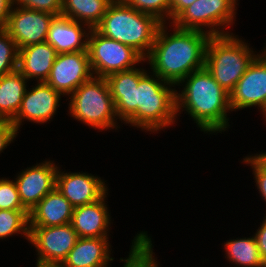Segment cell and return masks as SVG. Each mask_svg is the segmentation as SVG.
<instances>
[{
	"label": "cell",
	"instance_id": "13",
	"mask_svg": "<svg viewBox=\"0 0 266 267\" xmlns=\"http://www.w3.org/2000/svg\"><path fill=\"white\" fill-rule=\"evenodd\" d=\"M31 89H26L21 107L11 121L17 133L26 119L39 124L51 121L60 106L61 94L47 83L40 82Z\"/></svg>",
	"mask_w": 266,
	"mask_h": 267
},
{
	"label": "cell",
	"instance_id": "15",
	"mask_svg": "<svg viewBox=\"0 0 266 267\" xmlns=\"http://www.w3.org/2000/svg\"><path fill=\"white\" fill-rule=\"evenodd\" d=\"M58 168L56 188L74 208L91 204L101 199L108 191L104 180L88 173H64Z\"/></svg>",
	"mask_w": 266,
	"mask_h": 267
},
{
	"label": "cell",
	"instance_id": "38",
	"mask_svg": "<svg viewBox=\"0 0 266 267\" xmlns=\"http://www.w3.org/2000/svg\"><path fill=\"white\" fill-rule=\"evenodd\" d=\"M263 115H265V116H263L265 119H266V111L264 112V114ZM266 121V120H265Z\"/></svg>",
	"mask_w": 266,
	"mask_h": 267
},
{
	"label": "cell",
	"instance_id": "16",
	"mask_svg": "<svg viewBox=\"0 0 266 267\" xmlns=\"http://www.w3.org/2000/svg\"><path fill=\"white\" fill-rule=\"evenodd\" d=\"M86 26L63 15L55 16L49 25L46 42L58 54L88 51V34L91 29Z\"/></svg>",
	"mask_w": 266,
	"mask_h": 267
},
{
	"label": "cell",
	"instance_id": "30",
	"mask_svg": "<svg viewBox=\"0 0 266 267\" xmlns=\"http://www.w3.org/2000/svg\"><path fill=\"white\" fill-rule=\"evenodd\" d=\"M243 162L250 165L253 169L257 189L259 190L260 196L266 202V168H264L252 155L245 157Z\"/></svg>",
	"mask_w": 266,
	"mask_h": 267
},
{
	"label": "cell",
	"instance_id": "2",
	"mask_svg": "<svg viewBox=\"0 0 266 267\" xmlns=\"http://www.w3.org/2000/svg\"><path fill=\"white\" fill-rule=\"evenodd\" d=\"M166 23L161 24L148 59L152 73L177 85L194 71L204 68L205 51L210 35L200 30L175 26L168 34Z\"/></svg>",
	"mask_w": 266,
	"mask_h": 267
},
{
	"label": "cell",
	"instance_id": "35",
	"mask_svg": "<svg viewBox=\"0 0 266 267\" xmlns=\"http://www.w3.org/2000/svg\"><path fill=\"white\" fill-rule=\"evenodd\" d=\"M253 157L264 167L266 168V152H261L260 154H255Z\"/></svg>",
	"mask_w": 266,
	"mask_h": 267
},
{
	"label": "cell",
	"instance_id": "25",
	"mask_svg": "<svg viewBox=\"0 0 266 267\" xmlns=\"http://www.w3.org/2000/svg\"><path fill=\"white\" fill-rule=\"evenodd\" d=\"M17 233L29 240V211L0 210V239Z\"/></svg>",
	"mask_w": 266,
	"mask_h": 267
},
{
	"label": "cell",
	"instance_id": "9",
	"mask_svg": "<svg viewBox=\"0 0 266 267\" xmlns=\"http://www.w3.org/2000/svg\"><path fill=\"white\" fill-rule=\"evenodd\" d=\"M79 239L70 223L29 227V240L38 252L37 262L62 264Z\"/></svg>",
	"mask_w": 266,
	"mask_h": 267
},
{
	"label": "cell",
	"instance_id": "29",
	"mask_svg": "<svg viewBox=\"0 0 266 267\" xmlns=\"http://www.w3.org/2000/svg\"><path fill=\"white\" fill-rule=\"evenodd\" d=\"M15 6L29 10L47 12L56 16L61 15L62 0H13Z\"/></svg>",
	"mask_w": 266,
	"mask_h": 267
},
{
	"label": "cell",
	"instance_id": "36",
	"mask_svg": "<svg viewBox=\"0 0 266 267\" xmlns=\"http://www.w3.org/2000/svg\"><path fill=\"white\" fill-rule=\"evenodd\" d=\"M36 267H63L62 264L36 262Z\"/></svg>",
	"mask_w": 266,
	"mask_h": 267
},
{
	"label": "cell",
	"instance_id": "37",
	"mask_svg": "<svg viewBox=\"0 0 266 267\" xmlns=\"http://www.w3.org/2000/svg\"><path fill=\"white\" fill-rule=\"evenodd\" d=\"M262 54L266 57V48H264V50L262 51Z\"/></svg>",
	"mask_w": 266,
	"mask_h": 267
},
{
	"label": "cell",
	"instance_id": "20",
	"mask_svg": "<svg viewBox=\"0 0 266 267\" xmlns=\"http://www.w3.org/2000/svg\"><path fill=\"white\" fill-rule=\"evenodd\" d=\"M108 237L79 238L63 261V267H108L113 261Z\"/></svg>",
	"mask_w": 266,
	"mask_h": 267
},
{
	"label": "cell",
	"instance_id": "7",
	"mask_svg": "<svg viewBox=\"0 0 266 267\" xmlns=\"http://www.w3.org/2000/svg\"><path fill=\"white\" fill-rule=\"evenodd\" d=\"M236 2L238 1L196 0L170 24L181 29L204 31L210 36L229 34L228 31L221 29L233 25L237 13L235 12L236 5H238Z\"/></svg>",
	"mask_w": 266,
	"mask_h": 267
},
{
	"label": "cell",
	"instance_id": "1",
	"mask_svg": "<svg viewBox=\"0 0 266 267\" xmlns=\"http://www.w3.org/2000/svg\"><path fill=\"white\" fill-rule=\"evenodd\" d=\"M144 68L112 73L106 77L117 118L151 133L176 122L175 85ZM176 117V118H175Z\"/></svg>",
	"mask_w": 266,
	"mask_h": 267
},
{
	"label": "cell",
	"instance_id": "22",
	"mask_svg": "<svg viewBox=\"0 0 266 267\" xmlns=\"http://www.w3.org/2000/svg\"><path fill=\"white\" fill-rule=\"evenodd\" d=\"M113 0H62L61 15L95 29Z\"/></svg>",
	"mask_w": 266,
	"mask_h": 267
},
{
	"label": "cell",
	"instance_id": "14",
	"mask_svg": "<svg viewBox=\"0 0 266 267\" xmlns=\"http://www.w3.org/2000/svg\"><path fill=\"white\" fill-rule=\"evenodd\" d=\"M57 165L43 161L22 170L16 177L19 197L23 206L30 211L44 196L56 188Z\"/></svg>",
	"mask_w": 266,
	"mask_h": 267
},
{
	"label": "cell",
	"instance_id": "12",
	"mask_svg": "<svg viewBox=\"0 0 266 267\" xmlns=\"http://www.w3.org/2000/svg\"><path fill=\"white\" fill-rule=\"evenodd\" d=\"M55 16L14 5L5 29L20 49L46 42L49 25Z\"/></svg>",
	"mask_w": 266,
	"mask_h": 267
},
{
	"label": "cell",
	"instance_id": "18",
	"mask_svg": "<svg viewBox=\"0 0 266 267\" xmlns=\"http://www.w3.org/2000/svg\"><path fill=\"white\" fill-rule=\"evenodd\" d=\"M74 207L55 188L29 211V227H50L71 223Z\"/></svg>",
	"mask_w": 266,
	"mask_h": 267
},
{
	"label": "cell",
	"instance_id": "24",
	"mask_svg": "<svg viewBox=\"0 0 266 267\" xmlns=\"http://www.w3.org/2000/svg\"><path fill=\"white\" fill-rule=\"evenodd\" d=\"M150 236L147 232L137 233L132 240L131 250L126 259L120 260L125 262L123 267H158L157 259L153 255V247Z\"/></svg>",
	"mask_w": 266,
	"mask_h": 267
},
{
	"label": "cell",
	"instance_id": "8",
	"mask_svg": "<svg viewBox=\"0 0 266 267\" xmlns=\"http://www.w3.org/2000/svg\"><path fill=\"white\" fill-rule=\"evenodd\" d=\"M87 50L90 66L95 77L106 78L112 73L136 68L145 59L132 47L107 38L96 29L88 34Z\"/></svg>",
	"mask_w": 266,
	"mask_h": 267
},
{
	"label": "cell",
	"instance_id": "4",
	"mask_svg": "<svg viewBox=\"0 0 266 267\" xmlns=\"http://www.w3.org/2000/svg\"><path fill=\"white\" fill-rule=\"evenodd\" d=\"M161 24L154 16L137 11L125 1H113L95 29L107 38L132 47L147 59Z\"/></svg>",
	"mask_w": 266,
	"mask_h": 267
},
{
	"label": "cell",
	"instance_id": "33",
	"mask_svg": "<svg viewBox=\"0 0 266 267\" xmlns=\"http://www.w3.org/2000/svg\"><path fill=\"white\" fill-rule=\"evenodd\" d=\"M13 6V0H0V29L6 28Z\"/></svg>",
	"mask_w": 266,
	"mask_h": 267
},
{
	"label": "cell",
	"instance_id": "10",
	"mask_svg": "<svg viewBox=\"0 0 266 267\" xmlns=\"http://www.w3.org/2000/svg\"><path fill=\"white\" fill-rule=\"evenodd\" d=\"M92 77L88 51L60 53L54 60L45 83L61 95L70 96Z\"/></svg>",
	"mask_w": 266,
	"mask_h": 267
},
{
	"label": "cell",
	"instance_id": "17",
	"mask_svg": "<svg viewBox=\"0 0 266 267\" xmlns=\"http://www.w3.org/2000/svg\"><path fill=\"white\" fill-rule=\"evenodd\" d=\"M108 192L98 201L74 208L71 225L79 238L108 237L111 217L105 198Z\"/></svg>",
	"mask_w": 266,
	"mask_h": 267
},
{
	"label": "cell",
	"instance_id": "31",
	"mask_svg": "<svg viewBox=\"0 0 266 267\" xmlns=\"http://www.w3.org/2000/svg\"><path fill=\"white\" fill-rule=\"evenodd\" d=\"M17 132L10 120L0 119V153L16 138Z\"/></svg>",
	"mask_w": 266,
	"mask_h": 267
},
{
	"label": "cell",
	"instance_id": "5",
	"mask_svg": "<svg viewBox=\"0 0 266 267\" xmlns=\"http://www.w3.org/2000/svg\"><path fill=\"white\" fill-rule=\"evenodd\" d=\"M259 54L233 33L210 36L204 67L229 94Z\"/></svg>",
	"mask_w": 266,
	"mask_h": 267
},
{
	"label": "cell",
	"instance_id": "19",
	"mask_svg": "<svg viewBox=\"0 0 266 267\" xmlns=\"http://www.w3.org/2000/svg\"><path fill=\"white\" fill-rule=\"evenodd\" d=\"M58 53L47 42L18 49L17 70L27 79L46 82Z\"/></svg>",
	"mask_w": 266,
	"mask_h": 267
},
{
	"label": "cell",
	"instance_id": "28",
	"mask_svg": "<svg viewBox=\"0 0 266 267\" xmlns=\"http://www.w3.org/2000/svg\"><path fill=\"white\" fill-rule=\"evenodd\" d=\"M0 210H27L21 203L15 180L0 179Z\"/></svg>",
	"mask_w": 266,
	"mask_h": 267
},
{
	"label": "cell",
	"instance_id": "32",
	"mask_svg": "<svg viewBox=\"0 0 266 267\" xmlns=\"http://www.w3.org/2000/svg\"><path fill=\"white\" fill-rule=\"evenodd\" d=\"M254 236L258 244L260 256L266 264V216Z\"/></svg>",
	"mask_w": 266,
	"mask_h": 267
},
{
	"label": "cell",
	"instance_id": "6",
	"mask_svg": "<svg viewBox=\"0 0 266 267\" xmlns=\"http://www.w3.org/2000/svg\"><path fill=\"white\" fill-rule=\"evenodd\" d=\"M69 99V113L76 120L102 131L118 128V118L106 78L93 76L82 83Z\"/></svg>",
	"mask_w": 266,
	"mask_h": 267
},
{
	"label": "cell",
	"instance_id": "23",
	"mask_svg": "<svg viewBox=\"0 0 266 267\" xmlns=\"http://www.w3.org/2000/svg\"><path fill=\"white\" fill-rule=\"evenodd\" d=\"M227 260L237 267H266L262 260L255 236L237 238L224 243Z\"/></svg>",
	"mask_w": 266,
	"mask_h": 267
},
{
	"label": "cell",
	"instance_id": "3",
	"mask_svg": "<svg viewBox=\"0 0 266 267\" xmlns=\"http://www.w3.org/2000/svg\"><path fill=\"white\" fill-rule=\"evenodd\" d=\"M180 84L185 87L181 93L176 91L177 115L181 114L182 109L187 111L204 133H221L227 130L230 126L227 113L232 111L230 94L216 82L205 67L189 74L177 86Z\"/></svg>",
	"mask_w": 266,
	"mask_h": 267
},
{
	"label": "cell",
	"instance_id": "21",
	"mask_svg": "<svg viewBox=\"0 0 266 267\" xmlns=\"http://www.w3.org/2000/svg\"><path fill=\"white\" fill-rule=\"evenodd\" d=\"M26 81L18 70L0 77V119L15 118L26 92Z\"/></svg>",
	"mask_w": 266,
	"mask_h": 267
},
{
	"label": "cell",
	"instance_id": "27",
	"mask_svg": "<svg viewBox=\"0 0 266 267\" xmlns=\"http://www.w3.org/2000/svg\"><path fill=\"white\" fill-rule=\"evenodd\" d=\"M132 8L154 16L162 24L170 21V0H125Z\"/></svg>",
	"mask_w": 266,
	"mask_h": 267
},
{
	"label": "cell",
	"instance_id": "26",
	"mask_svg": "<svg viewBox=\"0 0 266 267\" xmlns=\"http://www.w3.org/2000/svg\"><path fill=\"white\" fill-rule=\"evenodd\" d=\"M18 66V48L6 29H0V77L13 73Z\"/></svg>",
	"mask_w": 266,
	"mask_h": 267
},
{
	"label": "cell",
	"instance_id": "34",
	"mask_svg": "<svg viewBox=\"0 0 266 267\" xmlns=\"http://www.w3.org/2000/svg\"><path fill=\"white\" fill-rule=\"evenodd\" d=\"M196 0H170V20L173 21L185 8Z\"/></svg>",
	"mask_w": 266,
	"mask_h": 267
},
{
	"label": "cell",
	"instance_id": "11",
	"mask_svg": "<svg viewBox=\"0 0 266 267\" xmlns=\"http://www.w3.org/2000/svg\"><path fill=\"white\" fill-rule=\"evenodd\" d=\"M260 107L266 111V57L260 53L230 93V107L237 109Z\"/></svg>",
	"mask_w": 266,
	"mask_h": 267
}]
</instances>
